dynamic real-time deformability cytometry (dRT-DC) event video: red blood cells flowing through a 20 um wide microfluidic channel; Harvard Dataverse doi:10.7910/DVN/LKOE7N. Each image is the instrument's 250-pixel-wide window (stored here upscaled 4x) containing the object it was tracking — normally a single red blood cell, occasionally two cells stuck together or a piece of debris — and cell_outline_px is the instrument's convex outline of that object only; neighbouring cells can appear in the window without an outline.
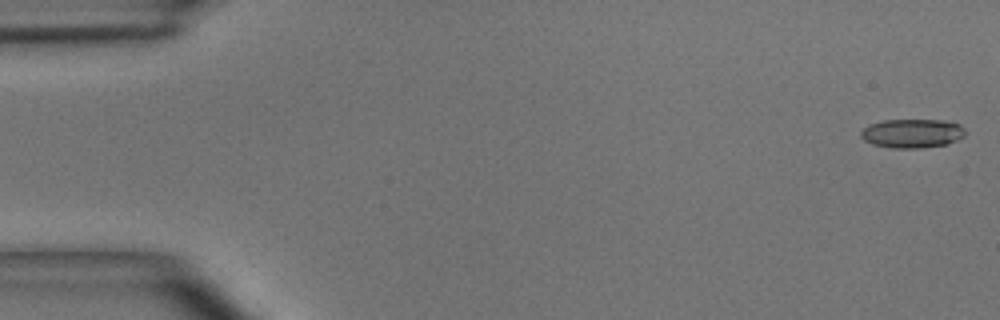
{"species": "common noctule bat (a hibernating species)", "species_latin": "Nyctalus noctula", "temperature_condition": "room temperature", "stored_images_in_passage": 14, "camera_frame_rate_fps": 3000, "um_per_image_px": 0.085, "animal": {"sex": "male", "body_mass_g": 15.6}, "frame": {"image": 1, "passage_image": 1, "time_ms": 0.0, "image_size_px": [1000, 320], "cell_outline_px": [[964, 136], [948, 144], [920, 148], [892, 148], [872, 144], [864, 140], [860, 136], [860, 132], [868, 124], [884, 120], [940, 120], [960, 124], [964, 128]], "centroid_in_image_um": [77.51, 11.34], "position_along_channel_um": 7.5, "area_um2": 17.63}}
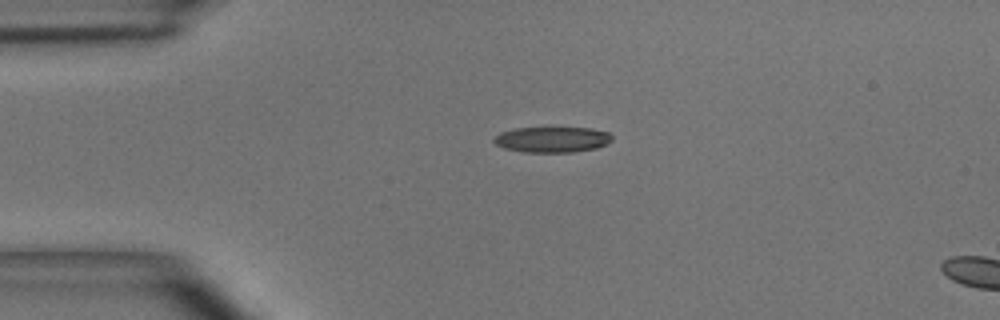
{"frame": {"image": 2, "passage_image": 11, "time_ms": 3.333, "image_size_px": [1000, 320], "cell_outline_px": [[612, 140], [596, 148], [572, 152], [524, 152], [504, 148], [496, 144], [492, 140], [500, 132], [516, 128], [592, 128], [608, 132], [612, 136]], "centroid_in_image_um": [46.92, 11.86], "position_along_channel_um": 38.1, "area_um2": 17.51}}